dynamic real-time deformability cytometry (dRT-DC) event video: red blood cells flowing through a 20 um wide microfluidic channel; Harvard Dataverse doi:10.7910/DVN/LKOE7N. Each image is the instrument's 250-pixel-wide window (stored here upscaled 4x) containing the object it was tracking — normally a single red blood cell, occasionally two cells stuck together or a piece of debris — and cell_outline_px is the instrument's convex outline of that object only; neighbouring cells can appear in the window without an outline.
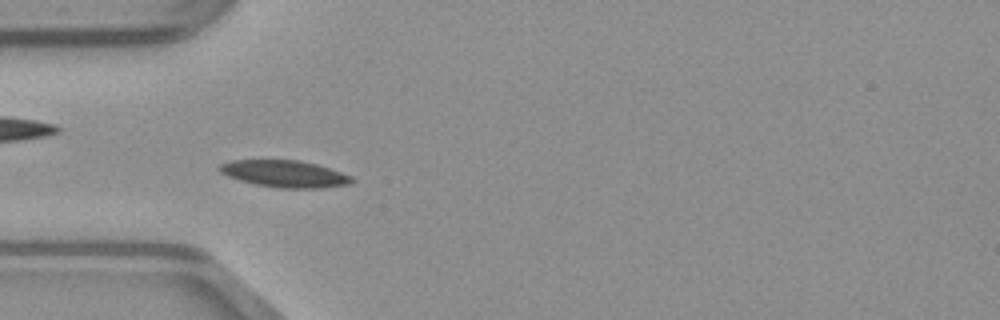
{"species": "common noctule bat (a hibernating species)", "species_latin": "Nyctalus noctula", "temperature_condition": "warm", "stored_images_in_passage": 49, "camera_frame_rate_fps": 3000, "um_per_image_px": 0.085, "animal": {"sex": "male", "body_mass_g": 23.1, "forearm_length_mm": 52.7}, "frame": {"image": 1, "passage_image": 15, "time_ms": 4.667, "image_size_px": [1000, 320], "cell_outline_px": [[356, 180], [352, 184], [324, 188], [280, 188], [256, 184], [240, 180], [228, 176], [220, 172], [216, 168], [220, 164], [232, 160], [300, 160], [316, 164], [352, 176]], "centroid_in_image_um": [24.22, 14.78], "position_along_channel_um": 60.8, "area_um2": 20.81}}